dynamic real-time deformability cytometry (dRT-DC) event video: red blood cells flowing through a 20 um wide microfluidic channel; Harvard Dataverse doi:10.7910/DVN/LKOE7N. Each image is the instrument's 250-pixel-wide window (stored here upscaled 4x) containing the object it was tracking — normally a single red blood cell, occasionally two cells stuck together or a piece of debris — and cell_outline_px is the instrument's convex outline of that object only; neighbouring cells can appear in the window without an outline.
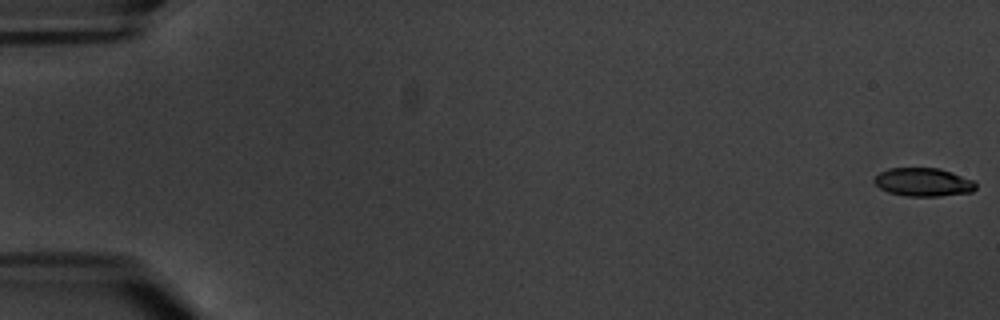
{"species": "common noctule bat (a hibernating species)", "species_latin": "Nyctalus noctula", "temperature_condition": "warm", "stored_images_in_passage": 6, "camera_frame_rate_fps": 3000, "um_per_image_px": 0.085, "animal": {"sex": "male", "body_mass_g": 20.1, "forearm_length_mm": 53.5}, "frame": {"image": 1, "passage_image": 1, "time_ms": 0.0, "image_size_px": [1000, 320], "cell_outline_px": [[976, 188], [972, 192], [940, 196], [908, 196], [888, 192], [880, 188], [872, 180], [880, 172], [888, 168], [940, 168], [952, 172], [972, 180], [976, 184]], "centroid_in_image_um": [78.47, 15.48], "position_along_channel_um": 6.5, "area_um2": 16.76}}
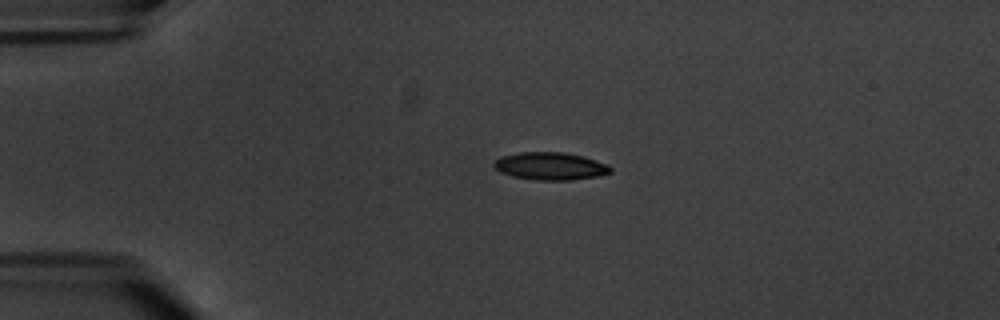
{"frame": {"image": 2, "passage_image": 5, "time_ms": 4.667, "image_size_px": [1000, 320], "cell_outline_px": [[612, 172], [596, 176], [572, 180], [536, 180], [512, 176], [500, 172], [492, 164], [500, 156], [520, 152], [564, 152], [584, 156], [608, 164], [612, 168]], "centroid_in_image_um": [46.78, 14.11], "position_along_channel_um": 38.2, "area_um2": 18.84}}